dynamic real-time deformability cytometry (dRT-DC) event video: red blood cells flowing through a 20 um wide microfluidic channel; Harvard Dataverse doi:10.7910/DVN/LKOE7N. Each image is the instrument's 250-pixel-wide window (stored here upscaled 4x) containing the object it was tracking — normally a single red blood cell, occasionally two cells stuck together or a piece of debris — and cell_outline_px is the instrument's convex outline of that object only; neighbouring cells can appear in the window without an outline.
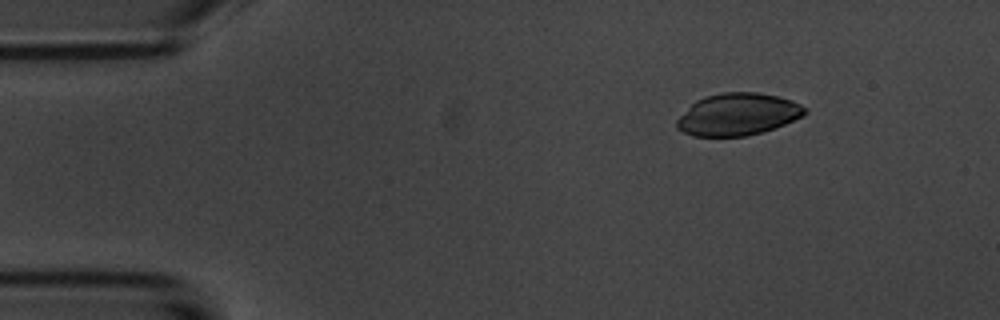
{"species": "common noctule bat (a hibernating species)", "species_latin": "Nyctalus noctula", "temperature_condition": "room temperature", "stored_images_in_passage": 9, "camera_frame_rate_fps": 3000, "um_per_image_px": 0.085, "animal": {"sex": "male", "body_mass_g": 20.1, "forearm_length_mm": 53.5}, "frame": {"image": 1, "passage_image": 2, "time_ms": 1.333, "image_size_px": [1000, 320], "cell_outline_px": [[808, 112], [804, 116], [764, 132], [748, 136], [692, 136], [676, 128], [676, 120], [696, 100], [708, 96], [724, 92], [756, 92], [776, 96], [792, 100], [808, 108]], "centroid_in_image_um": [62.75, 9.73], "position_along_channel_um": 22.3, "area_um2": 31.44}}